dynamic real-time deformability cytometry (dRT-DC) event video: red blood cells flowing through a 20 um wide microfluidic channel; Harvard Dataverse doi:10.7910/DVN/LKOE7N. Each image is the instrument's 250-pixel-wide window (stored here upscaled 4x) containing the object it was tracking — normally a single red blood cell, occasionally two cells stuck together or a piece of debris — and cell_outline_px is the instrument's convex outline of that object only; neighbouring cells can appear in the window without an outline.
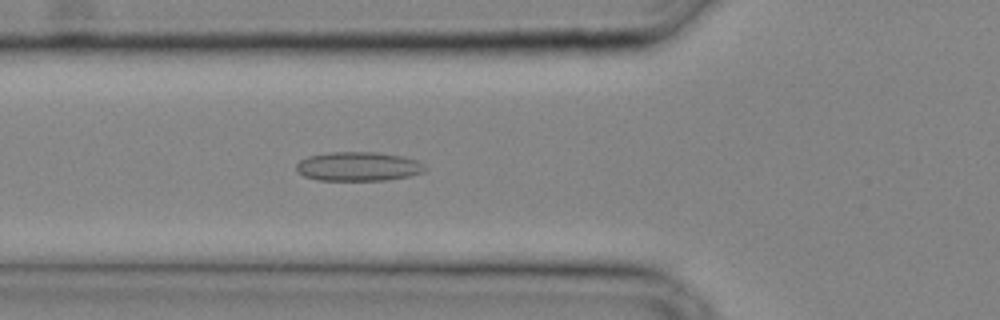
{"species": "common noctule bat (a hibernating species)", "species_latin": "Nyctalus noctula", "temperature_condition": "cold", "stored_images_in_passage": 25, "camera_frame_rate_fps": 3000, "um_per_image_px": 0.085, "animal": {"sex": "male", "body_mass_g": 20.4}, "frame": {"image": 1, "passage_image": 4, "time_ms": 1.0, "image_size_px": [1000, 320], "cell_outline_px": [[428, 168], [424, 172], [408, 176], [384, 180], [320, 180], [304, 176], [296, 172], [296, 164], [300, 160], [308, 156], [332, 152], [376, 152], [400, 156], [416, 160], [424, 164]], "centroid_in_image_um": [30.44, 14.15], "position_along_channel_um": 95.4, "area_um2": 21.79}}